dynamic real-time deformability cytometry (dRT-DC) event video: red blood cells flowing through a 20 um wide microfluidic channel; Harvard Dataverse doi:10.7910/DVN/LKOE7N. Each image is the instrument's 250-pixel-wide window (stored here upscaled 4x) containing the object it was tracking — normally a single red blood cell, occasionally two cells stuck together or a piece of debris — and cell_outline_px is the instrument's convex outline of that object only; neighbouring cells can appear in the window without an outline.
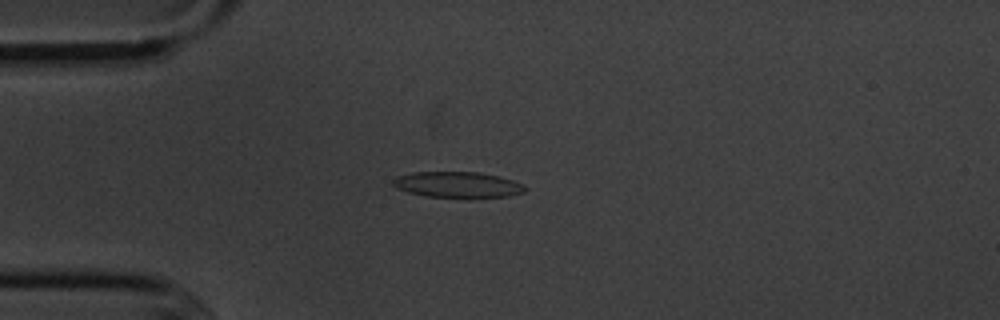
{"species": "common noctule bat (a hibernating species)", "species_latin": "Nyctalus noctula", "temperature_condition": "cold", "stored_images_in_passage": 4, "camera_frame_rate_fps": 3000, "um_per_image_px": 0.085, "animal": {"sex": "male", "body_mass_g": 20.1, "forearm_length_mm": 53.5}, "frame": {"image": 1, "passage_image": 4, "time_ms": 3.667, "image_size_px": [1000, 320], "cell_outline_px": [[528, 188], [524, 192], [508, 196], [424, 196], [408, 192], [396, 188], [392, 184], [392, 180], [396, 176], [412, 172], [480, 172], [500, 176], [524, 184]], "centroid_in_image_um": [38.88, 15.67], "position_along_channel_um": 46.1, "area_um2": 19.65}}